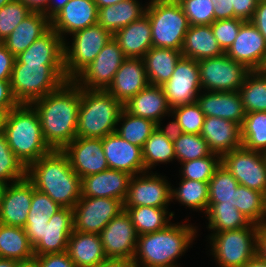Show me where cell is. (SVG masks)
<instances>
[{
	"label": "cell",
	"mask_w": 266,
	"mask_h": 267,
	"mask_svg": "<svg viewBox=\"0 0 266 267\" xmlns=\"http://www.w3.org/2000/svg\"><path fill=\"white\" fill-rule=\"evenodd\" d=\"M81 87L73 80L35 100L43 137L52 150H63L76 138Z\"/></svg>",
	"instance_id": "1"
},
{
	"label": "cell",
	"mask_w": 266,
	"mask_h": 267,
	"mask_svg": "<svg viewBox=\"0 0 266 267\" xmlns=\"http://www.w3.org/2000/svg\"><path fill=\"white\" fill-rule=\"evenodd\" d=\"M26 177L61 208L73 209L81 197V178L62 150H52L31 163Z\"/></svg>",
	"instance_id": "2"
},
{
	"label": "cell",
	"mask_w": 266,
	"mask_h": 267,
	"mask_svg": "<svg viewBox=\"0 0 266 267\" xmlns=\"http://www.w3.org/2000/svg\"><path fill=\"white\" fill-rule=\"evenodd\" d=\"M196 233L197 228L192 224L171 223L160 231L140 235L133 260L138 267L176 265L175 261L185 253Z\"/></svg>",
	"instance_id": "3"
},
{
	"label": "cell",
	"mask_w": 266,
	"mask_h": 267,
	"mask_svg": "<svg viewBox=\"0 0 266 267\" xmlns=\"http://www.w3.org/2000/svg\"><path fill=\"white\" fill-rule=\"evenodd\" d=\"M4 135L26 168L52 151L43 137L39 115L32 105L19 104L7 113Z\"/></svg>",
	"instance_id": "4"
},
{
	"label": "cell",
	"mask_w": 266,
	"mask_h": 267,
	"mask_svg": "<svg viewBox=\"0 0 266 267\" xmlns=\"http://www.w3.org/2000/svg\"><path fill=\"white\" fill-rule=\"evenodd\" d=\"M123 104L106 90L81 88L76 137L104 138L116 132Z\"/></svg>",
	"instance_id": "5"
},
{
	"label": "cell",
	"mask_w": 266,
	"mask_h": 267,
	"mask_svg": "<svg viewBox=\"0 0 266 267\" xmlns=\"http://www.w3.org/2000/svg\"><path fill=\"white\" fill-rule=\"evenodd\" d=\"M66 81L64 64H14L10 85L18 104L31 105Z\"/></svg>",
	"instance_id": "6"
},
{
	"label": "cell",
	"mask_w": 266,
	"mask_h": 267,
	"mask_svg": "<svg viewBox=\"0 0 266 267\" xmlns=\"http://www.w3.org/2000/svg\"><path fill=\"white\" fill-rule=\"evenodd\" d=\"M145 14L150 20L153 47L181 50L190 25L180 4L176 0H151Z\"/></svg>",
	"instance_id": "7"
},
{
	"label": "cell",
	"mask_w": 266,
	"mask_h": 267,
	"mask_svg": "<svg viewBox=\"0 0 266 267\" xmlns=\"http://www.w3.org/2000/svg\"><path fill=\"white\" fill-rule=\"evenodd\" d=\"M260 226L211 233L210 252L219 267H243L257 255Z\"/></svg>",
	"instance_id": "8"
},
{
	"label": "cell",
	"mask_w": 266,
	"mask_h": 267,
	"mask_svg": "<svg viewBox=\"0 0 266 267\" xmlns=\"http://www.w3.org/2000/svg\"><path fill=\"white\" fill-rule=\"evenodd\" d=\"M72 45L64 41V67L67 80H73L86 68L113 35L98 23L72 34Z\"/></svg>",
	"instance_id": "9"
},
{
	"label": "cell",
	"mask_w": 266,
	"mask_h": 267,
	"mask_svg": "<svg viewBox=\"0 0 266 267\" xmlns=\"http://www.w3.org/2000/svg\"><path fill=\"white\" fill-rule=\"evenodd\" d=\"M201 88L212 92L238 91L250 72L243 64L225 53L198 61Z\"/></svg>",
	"instance_id": "10"
},
{
	"label": "cell",
	"mask_w": 266,
	"mask_h": 267,
	"mask_svg": "<svg viewBox=\"0 0 266 267\" xmlns=\"http://www.w3.org/2000/svg\"><path fill=\"white\" fill-rule=\"evenodd\" d=\"M221 164L238 181L239 185L266 195V153L243 146L225 153Z\"/></svg>",
	"instance_id": "11"
},
{
	"label": "cell",
	"mask_w": 266,
	"mask_h": 267,
	"mask_svg": "<svg viewBox=\"0 0 266 267\" xmlns=\"http://www.w3.org/2000/svg\"><path fill=\"white\" fill-rule=\"evenodd\" d=\"M126 58L117 41L112 38L73 81L83 89L106 90Z\"/></svg>",
	"instance_id": "12"
},
{
	"label": "cell",
	"mask_w": 266,
	"mask_h": 267,
	"mask_svg": "<svg viewBox=\"0 0 266 267\" xmlns=\"http://www.w3.org/2000/svg\"><path fill=\"white\" fill-rule=\"evenodd\" d=\"M122 211L118 199L81 196L73 208L74 231L99 234Z\"/></svg>",
	"instance_id": "13"
},
{
	"label": "cell",
	"mask_w": 266,
	"mask_h": 267,
	"mask_svg": "<svg viewBox=\"0 0 266 267\" xmlns=\"http://www.w3.org/2000/svg\"><path fill=\"white\" fill-rule=\"evenodd\" d=\"M147 174L146 171L132 176L123 207L167 208L172 201L171 184L158 173Z\"/></svg>",
	"instance_id": "14"
},
{
	"label": "cell",
	"mask_w": 266,
	"mask_h": 267,
	"mask_svg": "<svg viewBox=\"0 0 266 267\" xmlns=\"http://www.w3.org/2000/svg\"><path fill=\"white\" fill-rule=\"evenodd\" d=\"M161 87L171 108L196 102L202 89L198 61L181 57L172 76Z\"/></svg>",
	"instance_id": "15"
},
{
	"label": "cell",
	"mask_w": 266,
	"mask_h": 267,
	"mask_svg": "<svg viewBox=\"0 0 266 267\" xmlns=\"http://www.w3.org/2000/svg\"><path fill=\"white\" fill-rule=\"evenodd\" d=\"M99 235L107 258H134L138 234L126 210L114 217Z\"/></svg>",
	"instance_id": "16"
},
{
	"label": "cell",
	"mask_w": 266,
	"mask_h": 267,
	"mask_svg": "<svg viewBox=\"0 0 266 267\" xmlns=\"http://www.w3.org/2000/svg\"><path fill=\"white\" fill-rule=\"evenodd\" d=\"M33 196V183L27 178L4 185L0 194V223L25 227Z\"/></svg>",
	"instance_id": "17"
},
{
	"label": "cell",
	"mask_w": 266,
	"mask_h": 267,
	"mask_svg": "<svg viewBox=\"0 0 266 267\" xmlns=\"http://www.w3.org/2000/svg\"><path fill=\"white\" fill-rule=\"evenodd\" d=\"M62 151L80 178L109 169L102 138L76 137Z\"/></svg>",
	"instance_id": "18"
},
{
	"label": "cell",
	"mask_w": 266,
	"mask_h": 267,
	"mask_svg": "<svg viewBox=\"0 0 266 267\" xmlns=\"http://www.w3.org/2000/svg\"><path fill=\"white\" fill-rule=\"evenodd\" d=\"M225 54L248 70L259 71L266 62V40L250 21H245Z\"/></svg>",
	"instance_id": "19"
},
{
	"label": "cell",
	"mask_w": 266,
	"mask_h": 267,
	"mask_svg": "<svg viewBox=\"0 0 266 267\" xmlns=\"http://www.w3.org/2000/svg\"><path fill=\"white\" fill-rule=\"evenodd\" d=\"M51 28L65 41L63 35L98 23V8L94 0H69L51 20Z\"/></svg>",
	"instance_id": "20"
},
{
	"label": "cell",
	"mask_w": 266,
	"mask_h": 267,
	"mask_svg": "<svg viewBox=\"0 0 266 267\" xmlns=\"http://www.w3.org/2000/svg\"><path fill=\"white\" fill-rule=\"evenodd\" d=\"M103 151L110 169L131 175L145 172L142 148L124 140L117 132L102 138Z\"/></svg>",
	"instance_id": "21"
},
{
	"label": "cell",
	"mask_w": 266,
	"mask_h": 267,
	"mask_svg": "<svg viewBox=\"0 0 266 267\" xmlns=\"http://www.w3.org/2000/svg\"><path fill=\"white\" fill-rule=\"evenodd\" d=\"M132 176L125 171L110 168L88 175L81 178V196L113 198L123 203Z\"/></svg>",
	"instance_id": "22"
},
{
	"label": "cell",
	"mask_w": 266,
	"mask_h": 267,
	"mask_svg": "<svg viewBox=\"0 0 266 267\" xmlns=\"http://www.w3.org/2000/svg\"><path fill=\"white\" fill-rule=\"evenodd\" d=\"M73 231V209L61 208L43 226L42 239L33 247L34 256L65 252Z\"/></svg>",
	"instance_id": "23"
},
{
	"label": "cell",
	"mask_w": 266,
	"mask_h": 267,
	"mask_svg": "<svg viewBox=\"0 0 266 267\" xmlns=\"http://www.w3.org/2000/svg\"><path fill=\"white\" fill-rule=\"evenodd\" d=\"M142 58H126L106 89L122 104L149 85Z\"/></svg>",
	"instance_id": "24"
},
{
	"label": "cell",
	"mask_w": 266,
	"mask_h": 267,
	"mask_svg": "<svg viewBox=\"0 0 266 267\" xmlns=\"http://www.w3.org/2000/svg\"><path fill=\"white\" fill-rule=\"evenodd\" d=\"M200 135L206 140L212 153L223 156L242 147L241 126L218 117H205Z\"/></svg>",
	"instance_id": "25"
},
{
	"label": "cell",
	"mask_w": 266,
	"mask_h": 267,
	"mask_svg": "<svg viewBox=\"0 0 266 267\" xmlns=\"http://www.w3.org/2000/svg\"><path fill=\"white\" fill-rule=\"evenodd\" d=\"M196 102L205 117L213 116L236 122L242 126L246 112L238 91L232 92H200Z\"/></svg>",
	"instance_id": "26"
},
{
	"label": "cell",
	"mask_w": 266,
	"mask_h": 267,
	"mask_svg": "<svg viewBox=\"0 0 266 267\" xmlns=\"http://www.w3.org/2000/svg\"><path fill=\"white\" fill-rule=\"evenodd\" d=\"M123 108L134 116L147 118L155 123L162 121V117L167 114L169 117L172 111L162 87L152 84L131 97L123 104Z\"/></svg>",
	"instance_id": "27"
},
{
	"label": "cell",
	"mask_w": 266,
	"mask_h": 267,
	"mask_svg": "<svg viewBox=\"0 0 266 267\" xmlns=\"http://www.w3.org/2000/svg\"><path fill=\"white\" fill-rule=\"evenodd\" d=\"M14 64H64V40L50 28L16 56Z\"/></svg>",
	"instance_id": "28"
},
{
	"label": "cell",
	"mask_w": 266,
	"mask_h": 267,
	"mask_svg": "<svg viewBox=\"0 0 266 267\" xmlns=\"http://www.w3.org/2000/svg\"><path fill=\"white\" fill-rule=\"evenodd\" d=\"M113 38L127 58H142L153 47L150 20L145 14L119 29Z\"/></svg>",
	"instance_id": "29"
},
{
	"label": "cell",
	"mask_w": 266,
	"mask_h": 267,
	"mask_svg": "<svg viewBox=\"0 0 266 267\" xmlns=\"http://www.w3.org/2000/svg\"><path fill=\"white\" fill-rule=\"evenodd\" d=\"M66 252L76 267H97L107 259L99 234L73 231Z\"/></svg>",
	"instance_id": "30"
},
{
	"label": "cell",
	"mask_w": 266,
	"mask_h": 267,
	"mask_svg": "<svg viewBox=\"0 0 266 267\" xmlns=\"http://www.w3.org/2000/svg\"><path fill=\"white\" fill-rule=\"evenodd\" d=\"M50 28V19L45 14L31 12L3 41V44L16 57Z\"/></svg>",
	"instance_id": "31"
},
{
	"label": "cell",
	"mask_w": 266,
	"mask_h": 267,
	"mask_svg": "<svg viewBox=\"0 0 266 267\" xmlns=\"http://www.w3.org/2000/svg\"><path fill=\"white\" fill-rule=\"evenodd\" d=\"M182 57L203 60L223 55L211 25L189 26L181 48Z\"/></svg>",
	"instance_id": "32"
},
{
	"label": "cell",
	"mask_w": 266,
	"mask_h": 267,
	"mask_svg": "<svg viewBox=\"0 0 266 267\" xmlns=\"http://www.w3.org/2000/svg\"><path fill=\"white\" fill-rule=\"evenodd\" d=\"M181 57V50L151 47L142 57L149 83L157 86L166 83Z\"/></svg>",
	"instance_id": "33"
},
{
	"label": "cell",
	"mask_w": 266,
	"mask_h": 267,
	"mask_svg": "<svg viewBox=\"0 0 266 267\" xmlns=\"http://www.w3.org/2000/svg\"><path fill=\"white\" fill-rule=\"evenodd\" d=\"M146 13L137 0H126L115 5L98 9V24L114 35L119 29L128 26Z\"/></svg>",
	"instance_id": "34"
},
{
	"label": "cell",
	"mask_w": 266,
	"mask_h": 267,
	"mask_svg": "<svg viewBox=\"0 0 266 267\" xmlns=\"http://www.w3.org/2000/svg\"><path fill=\"white\" fill-rule=\"evenodd\" d=\"M0 257L18 262L34 259L24 228L0 223Z\"/></svg>",
	"instance_id": "35"
},
{
	"label": "cell",
	"mask_w": 266,
	"mask_h": 267,
	"mask_svg": "<svg viewBox=\"0 0 266 267\" xmlns=\"http://www.w3.org/2000/svg\"><path fill=\"white\" fill-rule=\"evenodd\" d=\"M167 209L145 206L123 207V210L130 215L138 236L160 231L171 224L170 219L174 213L168 212Z\"/></svg>",
	"instance_id": "36"
},
{
	"label": "cell",
	"mask_w": 266,
	"mask_h": 267,
	"mask_svg": "<svg viewBox=\"0 0 266 267\" xmlns=\"http://www.w3.org/2000/svg\"><path fill=\"white\" fill-rule=\"evenodd\" d=\"M204 214H207L208 228L213 233L241 229L247 226H258L251 223L233 205H208Z\"/></svg>",
	"instance_id": "37"
},
{
	"label": "cell",
	"mask_w": 266,
	"mask_h": 267,
	"mask_svg": "<svg viewBox=\"0 0 266 267\" xmlns=\"http://www.w3.org/2000/svg\"><path fill=\"white\" fill-rule=\"evenodd\" d=\"M121 121H123V123H121ZM119 123L121 124V127H117L116 132L124 140H127L131 144L141 148L144 146L149 136L157 128V123L154 121L134 116L127 112L124 108L119 115L118 124Z\"/></svg>",
	"instance_id": "38"
},
{
	"label": "cell",
	"mask_w": 266,
	"mask_h": 267,
	"mask_svg": "<svg viewBox=\"0 0 266 267\" xmlns=\"http://www.w3.org/2000/svg\"><path fill=\"white\" fill-rule=\"evenodd\" d=\"M179 187L171 189V199L186 207L206 213L209 205V182L181 179Z\"/></svg>",
	"instance_id": "39"
},
{
	"label": "cell",
	"mask_w": 266,
	"mask_h": 267,
	"mask_svg": "<svg viewBox=\"0 0 266 267\" xmlns=\"http://www.w3.org/2000/svg\"><path fill=\"white\" fill-rule=\"evenodd\" d=\"M235 208L251 223L261 226L266 216V195L248 187L236 188Z\"/></svg>",
	"instance_id": "40"
},
{
	"label": "cell",
	"mask_w": 266,
	"mask_h": 267,
	"mask_svg": "<svg viewBox=\"0 0 266 267\" xmlns=\"http://www.w3.org/2000/svg\"><path fill=\"white\" fill-rule=\"evenodd\" d=\"M238 92L246 113L266 111V78L260 71H250Z\"/></svg>",
	"instance_id": "41"
},
{
	"label": "cell",
	"mask_w": 266,
	"mask_h": 267,
	"mask_svg": "<svg viewBox=\"0 0 266 267\" xmlns=\"http://www.w3.org/2000/svg\"><path fill=\"white\" fill-rule=\"evenodd\" d=\"M145 172H149L158 163H167L176 159L174 144L157 128L142 147Z\"/></svg>",
	"instance_id": "42"
},
{
	"label": "cell",
	"mask_w": 266,
	"mask_h": 267,
	"mask_svg": "<svg viewBox=\"0 0 266 267\" xmlns=\"http://www.w3.org/2000/svg\"><path fill=\"white\" fill-rule=\"evenodd\" d=\"M238 181L220 164L209 180V205H233L235 207Z\"/></svg>",
	"instance_id": "43"
},
{
	"label": "cell",
	"mask_w": 266,
	"mask_h": 267,
	"mask_svg": "<svg viewBox=\"0 0 266 267\" xmlns=\"http://www.w3.org/2000/svg\"><path fill=\"white\" fill-rule=\"evenodd\" d=\"M241 140L244 148L266 153V111L246 113Z\"/></svg>",
	"instance_id": "44"
},
{
	"label": "cell",
	"mask_w": 266,
	"mask_h": 267,
	"mask_svg": "<svg viewBox=\"0 0 266 267\" xmlns=\"http://www.w3.org/2000/svg\"><path fill=\"white\" fill-rule=\"evenodd\" d=\"M26 169L11 150L4 133L0 134V183L7 185L25 178Z\"/></svg>",
	"instance_id": "45"
},
{
	"label": "cell",
	"mask_w": 266,
	"mask_h": 267,
	"mask_svg": "<svg viewBox=\"0 0 266 267\" xmlns=\"http://www.w3.org/2000/svg\"><path fill=\"white\" fill-rule=\"evenodd\" d=\"M173 144L176 160L180 163L206 157L212 153L200 134L183 133Z\"/></svg>",
	"instance_id": "46"
},
{
	"label": "cell",
	"mask_w": 266,
	"mask_h": 267,
	"mask_svg": "<svg viewBox=\"0 0 266 267\" xmlns=\"http://www.w3.org/2000/svg\"><path fill=\"white\" fill-rule=\"evenodd\" d=\"M221 164V156L211 153L209 156L180 163V179H190L200 182H209L216 169Z\"/></svg>",
	"instance_id": "47"
},
{
	"label": "cell",
	"mask_w": 266,
	"mask_h": 267,
	"mask_svg": "<svg viewBox=\"0 0 266 267\" xmlns=\"http://www.w3.org/2000/svg\"><path fill=\"white\" fill-rule=\"evenodd\" d=\"M171 115L178 120L183 133H201L205 115L197 102L173 107Z\"/></svg>",
	"instance_id": "48"
},
{
	"label": "cell",
	"mask_w": 266,
	"mask_h": 267,
	"mask_svg": "<svg viewBox=\"0 0 266 267\" xmlns=\"http://www.w3.org/2000/svg\"><path fill=\"white\" fill-rule=\"evenodd\" d=\"M30 13L28 7L19 0L4 5L0 9V42H3Z\"/></svg>",
	"instance_id": "49"
},
{
	"label": "cell",
	"mask_w": 266,
	"mask_h": 267,
	"mask_svg": "<svg viewBox=\"0 0 266 267\" xmlns=\"http://www.w3.org/2000/svg\"><path fill=\"white\" fill-rule=\"evenodd\" d=\"M182 7L190 26L211 25L215 21L211 0H176Z\"/></svg>",
	"instance_id": "50"
},
{
	"label": "cell",
	"mask_w": 266,
	"mask_h": 267,
	"mask_svg": "<svg viewBox=\"0 0 266 267\" xmlns=\"http://www.w3.org/2000/svg\"><path fill=\"white\" fill-rule=\"evenodd\" d=\"M245 21L239 18L215 20L211 24L213 34L221 47L226 52L235 41L241 25Z\"/></svg>",
	"instance_id": "51"
},
{
	"label": "cell",
	"mask_w": 266,
	"mask_h": 267,
	"mask_svg": "<svg viewBox=\"0 0 266 267\" xmlns=\"http://www.w3.org/2000/svg\"><path fill=\"white\" fill-rule=\"evenodd\" d=\"M61 207L47 194L36 190L33 186V196L28 215L43 214L51 218Z\"/></svg>",
	"instance_id": "52"
},
{
	"label": "cell",
	"mask_w": 266,
	"mask_h": 267,
	"mask_svg": "<svg viewBox=\"0 0 266 267\" xmlns=\"http://www.w3.org/2000/svg\"><path fill=\"white\" fill-rule=\"evenodd\" d=\"M49 219L43 214L28 215L24 230L32 248L42 239L43 226L48 224Z\"/></svg>",
	"instance_id": "53"
},
{
	"label": "cell",
	"mask_w": 266,
	"mask_h": 267,
	"mask_svg": "<svg viewBox=\"0 0 266 267\" xmlns=\"http://www.w3.org/2000/svg\"><path fill=\"white\" fill-rule=\"evenodd\" d=\"M38 267H76L67 252L34 256Z\"/></svg>",
	"instance_id": "54"
},
{
	"label": "cell",
	"mask_w": 266,
	"mask_h": 267,
	"mask_svg": "<svg viewBox=\"0 0 266 267\" xmlns=\"http://www.w3.org/2000/svg\"><path fill=\"white\" fill-rule=\"evenodd\" d=\"M259 0H232L234 18L251 21Z\"/></svg>",
	"instance_id": "55"
},
{
	"label": "cell",
	"mask_w": 266,
	"mask_h": 267,
	"mask_svg": "<svg viewBox=\"0 0 266 267\" xmlns=\"http://www.w3.org/2000/svg\"><path fill=\"white\" fill-rule=\"evenodd\" d=\"M15 56L0 42V80H10Z\"/></svg>",
	"instance_id": "56"
},
{
	"label": "cell",
	"mask_w": 266,
	"mask_h": 267,
	"mask_svg": "<svg viewBox=\"0 0 266 267\" xmlns=\"http://www.w3.org/2000/svg\"><path fill=\"white\" fill-rule=\"evenodd\" d=\"M18 105L12 93L10 80H0V110L9 112Z\"/></svg>",
	"instance_id": "57"
},
{
	"label": "cell",
	"mask_w": 266,
	"mask_h": 267,
	"mask_svg": "<svg viewBox=\"0 0 266 267\" xmlns=\"http://www.w3.org/2000/svg\"><path fill=\"white\" fill-rule=\"evenodd\" d=\"M266 40V0H259L253 18L250 21Z\"/></svg>",
	"instance_id": "58"
},
{
	"label": "cell",
	"mask_w": 266,
	"mask_h": 267,
	"mask_svg": "<svg viewBox=\"0 0 266 267\" xmlns=\"http://www.w3.org/2000/svg\"><path fill=\"white\" fill-rule=\"evenodd\" d=\"M214 4L215 20L234 18L232 0H211Z\"/></svg>",
	"instance_id": "59"
},
{
	"label": "cell",
	"mask_w": 266,
	"mask_h": 267,
	"mask_svg": "<svg viewBox=\"0 0 266 267\" xmlns=\"http://www.w3.org/2000/svg\"><path fill=\"white\" fill-rule=\"evenodd\" d=\"M173 121L169 122L165 128L161 127V121L157 123V129L165 135L171 142L176 141L182 134L181 126L179 125L178 120L173 116Z\"/></svg>",
	"instance_id": "60"
},
{
	"label": "cell",
	"mask_w": 266,
	"mask_h": 267,
	"mask_svg": "<svg viewBox=\"0 0 266 267\" xmlns=\"http://www.w3.org/2000/svg\"><path fill=\"white\" fill-rule=\"evenodd\" d=\"M28 7L31 12L43 13L48 17L50 0H19Z\"/></svg>",
	"instance_id": "61"
},
{
	"label": "cell",
	"mask_w": 266,
	"mask_h": 267,
	"mask_svg": "<svg viewBox=\"0 0 266 267\" xmlns=\"http://www.w3.org/2000/svg\"><path fill=\"white\" fill-rule=\"evenodd\" d=\"M97 267H138L133 259L107 258Z\"/></svg>",
	"instance_id": "62"
},
{
	"label": "cell",
	"mask_w": 266,
	"mask_h": 267,
	"mask_svg": "<svg viewBox=\"0 0 266 267\" xmlns=\"http://www.w3.org/2000/svg\"><path fill=\"white\" fill-rule=\"evenodd\" d=\"M257 255L266 261V226L261 225L258 230Z\"/></svg>",
	"instance_id": "63"
},
{
	"label": "cell",
	"mask_w": 266,
	"mask_h": 267,
	"mask_svg": "<svg viewBox=\"0 0 266 267\" xmlns=\"http://www.w3.org/2000/svg\"><path fill=\"white\" fill-rule=\"evenodd\" d=\"M69 0H50L48 6V18L51 20L59 13Z\"/></svg>",
	"instance_id": "64"
},
{
	"label": "cell",
	"mask_w": 266,
	"mask_h": 267,
	"mask_svg": "<svg viewBox=\"0 0 266 267\" xmlns=\"http://www.w3.org/2000/svg\"><path fill=\"white\" fill-rule=\"evenodd\" d=\"M243 267H266V261L256 255Z\"/></svg>",
	"instance_id": "65"
},
{
	"label": "cell",
	"mask_w": 266,
	"mask_h": 267,
	"mask_svg": "<svg viewBox=\"0 0 266 267\" xmlns=\"http://www.w3.org/2000/svg\"><path fill=\"white\" fill-rule=\"evenodd\" d=\"M122 1H126V0H94L98 9L102 8V7L109 6V5H115V4L120 3Z\"/></svg>",
	"instance_id": "66"
},
{
	"label": "cell",
	"mask_w": 266,
	"mask_h": 267,
	"mask_svg": "<svg viewBox=\"0 0 266 267\" xmlns=\"http://www.w3.org/2000/svg\"><path fill=\"white\" fill-rule=\"evenodd\" d=\"M18 263L16 260L0 257V267H17Z\"/></svg>",
	"instance_id": "67"
},
{
	"label": "cell",
	"mask_w": 266,
	"mask_h": 267,
	"mask_svg": "<svg viewBox=\"0 0 266 267\" xmlns=\"http://www.w3.org/2000/svg\"><path fill=\"white\" fill-rule=\"evenodd\" d=\"M7 113L8 112L5 110H0V134L4 133V126Z\"/></svg>",
	"instance_id": "68"
},
{
	"label": "cell",
	"mask_w": 266,
	"mask_h": 267,
	"mask_svg": "<svg viewBox=\"0 0 266 267\" xmlns=\"http://www.w3.org/2000/svg\"><path fill=\"white\" fill-rule=\"evenodd\" d=\"M17 267H38L36 260L32 259L29 261L19 262Z\"/></svg>",
	"instance_id": "69"
},
{
	"label": "cell",
	"mask_w": 266,
	"mask_h": 267,
	"mask_svg": "<svg viewBox=\"0 0 266 267\" xmlns=\"http://www.w3.org/2000/svg\"><path fill=\"white\" fill-rule=\"evenodd\" d=\"M263 76L266 78V62L261 66L260 70H259Z\"/></svg>",
	"instance_id": "70"
},
{
	"label": "cell",
	"mask_w": 266,
	"mask_h": 267,
	"mask_svg": "<svg viewBox=\"0 0 266 267\" xmlns=\"http://www.w3.org/2000/svg\"><path fill=\"white\" fill-rule=\"evenodd\" d=\"M11 1H13V0H0V9H1L4 5H6L7 3L11 2Z\"/></svg>",
	"instance_id": "71"
},
{
	"label": "cell",
	"mask_w": 266,
	"mask_h": 267,
	"mask_svg": "<svg viewBox=\"0 0 266 267\" xmlns=\"http://www.w3.org/2000/svg\"><path fill=\"white\" fill-rule=\"evenodd\" d=\"M3 186L4 185L2 183H0V194H1V191H2Z\"/></svg>",
	"instance_id": "72"
},
{
	"label": "cell",
	"mask_w": 266,
	"mask_h": 267,
	"mask_svg": "<svg viewBox=\"0 0 266 267\" xmlns=\"http://www.w3.org/2000/svg\"><path fill=\"white\" fill-rule=\"evenodd\" d=\"M164 267H178V265H173V266H164Z\"/></svg>",
	"instance_id": "73"
},
{
	"label": "cell",
	"mask_w": 266,
	"mask_h": 267,
	"mask_svg": "<svg viewBox=\"0 0 266 267\" xmlns=\"http://www.w3.org/2000/svg\"><path fill=\"white\" fill-rule=\"evenodd\" d=\"M263 225L266 226V216H265V220H264V224Z\"/></svg>",
	"instance_id": "74"
}]
</instances>
